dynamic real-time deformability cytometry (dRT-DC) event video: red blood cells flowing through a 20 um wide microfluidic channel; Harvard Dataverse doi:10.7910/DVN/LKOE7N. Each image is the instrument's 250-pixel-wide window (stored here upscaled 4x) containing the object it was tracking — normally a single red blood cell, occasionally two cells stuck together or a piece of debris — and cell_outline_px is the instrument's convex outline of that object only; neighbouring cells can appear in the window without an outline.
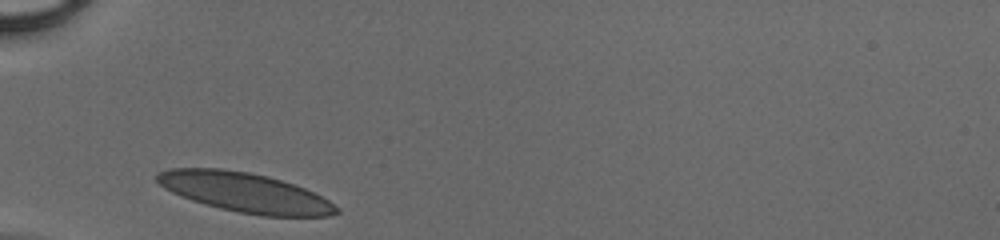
{"species": "human", "species_latin": "Homo sapiens", "temperature_condition": "cold", "stored_images_in_passage": 25, "camera_frame_rate_fps": 3000, "um_per_image_px": 0.085, "donor": {"sex": "male"}, "frame": {"image": 1, "passage_image": 1, "time_ms": 0.0, "image_size_px": [1000, 240], "cell_outline_px": [[340, 212], [328, 216], [260, 216], [220, 208], [204, 204], [180, 196], [164, 188], [156, 180], [156, 176], [160, 172], [172, 168], [220, 168], [248, 172], [268, 176], [304, 188], [328, 200], [340, 208]], "centroid_in_image_um": [20.82, 16.36], "position_along_channel_um": 64.2, "area_um2": 41.04}}
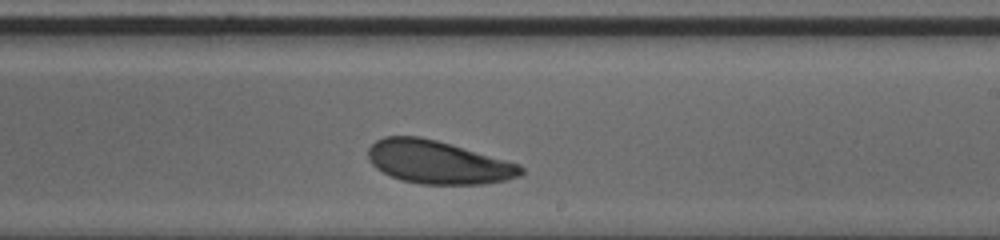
{"frame": {"image": 2, "passage_image": 15, "time_ms": 4.667, "image_size_px": [1000, 240], "cell_outline_px": [[524, 172], [520, 176], [504, 180], [484, 184], [420, 184], [404, 180], [392, 176], [376, 168], [372, 164], [368, 156], [368, 148], [376, 140], [384, 136], [420, 136], [436, 140], [520, 164], [524, 168]], "centroid_in_image_um": [37.23, 13.78], "position_along_channel_um": 251.8, "area_um2": 38.09}}
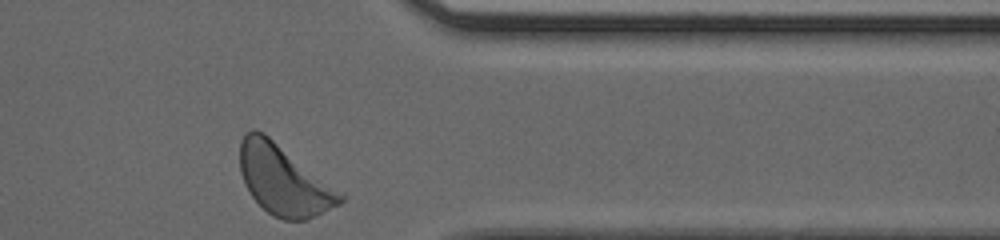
{"frame": {"image": 3, "passage_image": 25, "time_ms": 8.0, "image_size_px": [1000, 240], "cell_outline_px": [[344, 200], [340, 204], [316, 216], [304, 220], [284, 220], [272, 216], [252, 196], [240, 172], [240, 140], [244, 132], [252, 128], [256, 128], [264, 132], [344, 196]], "centroid_in_image_um": [24.06, 15.29], "position_along_channel_um": 387.3, "area_um2": 40.11}}